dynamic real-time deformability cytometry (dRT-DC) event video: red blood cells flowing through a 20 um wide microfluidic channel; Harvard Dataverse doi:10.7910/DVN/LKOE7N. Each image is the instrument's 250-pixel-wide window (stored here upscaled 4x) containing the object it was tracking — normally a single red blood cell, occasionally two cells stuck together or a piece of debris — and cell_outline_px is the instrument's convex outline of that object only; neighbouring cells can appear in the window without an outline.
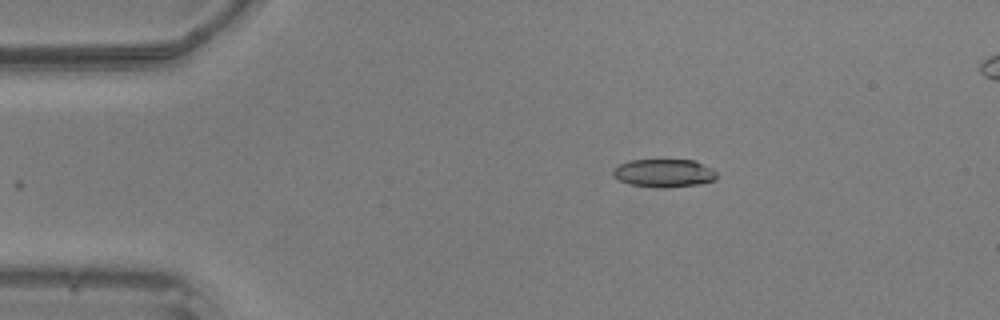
{"species": "common noctule bat (a hibernating species)", "species_latin": "Nyctalus noctula", "temperature_condition": "warm", "stored_images_in_passage": 42, "segment_of_instrument_passage": [1, 2], "camera_frame_rate_fps": 3000, "um_per_image_px": 0.085, "animal": {"sex": "male", "body_mass_g": 20.5, "forearm_length_mm": 52.5}, "frame": {"image": 1, "passage_image": 1, "time_ms": 0.0, "image_size_px": [1000, 320], "cell_outline_px": [[716, 180], [696, 184], [664, 188], [656, 188], [632, 184], [620, 180], [612, 176], [612, 168], [616, 164], [628, 160], [696, 160], [712, 168], [716, 172]], "centroid_in_image_um": [56.4, 14.7], "position_along_channel_um": 28.6, "area_um2": 17.17}}
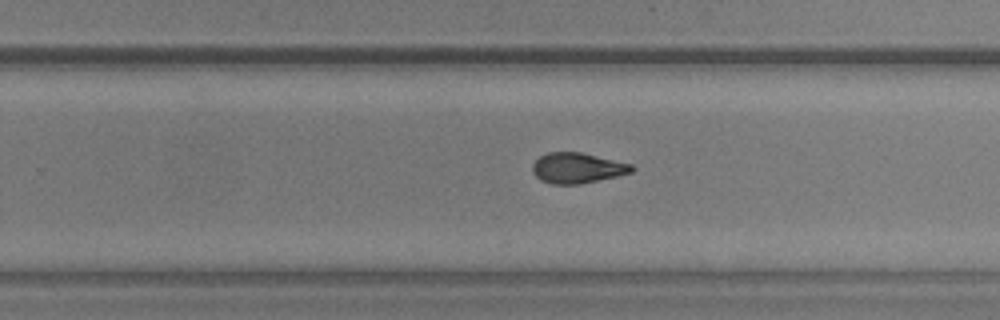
{"frame": {"image": 2, "passage_image": 23, "time_ms": 7.333, "image_size_px": [1000, 320], "cell_outline_px": [[636, 168], [632, 172], [616, 176], [580, 184], [552, 184], [540, 180], [532, 172], [532, 164], [540, 156], [548, 152], [580, 152], [632, 164]], "centroid_in_image_um": [49.06, 14.28], "position_along_channel_um": 280.7, "area_um2": 17.57}}
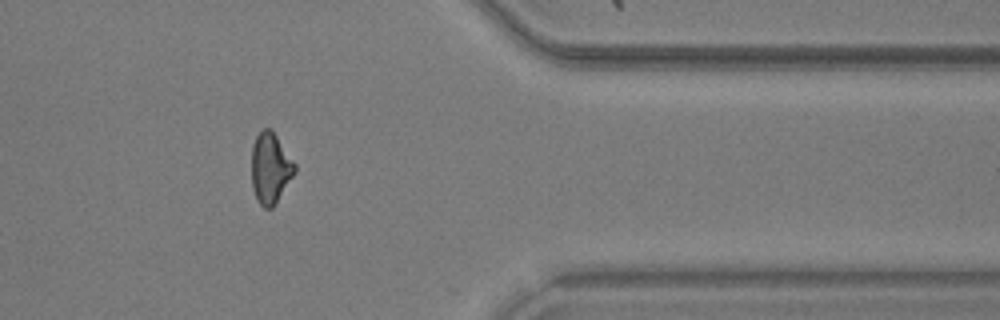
{"frame": {"image": 3, "passage_image": 32, "time_ms": 10.333, "image_size_px": [1000, 320], "cell_outline_px": [[296, 172], [272, 208], [264, 208], [256, 200], [252, 188], [252, 144], [256, 136], [264, 128], [272, 128], [296, 164]], "centroid_in_image_um": [22.98, 14.27], "position_along_channel_um": 388.4, "area_um2": 17.98}}